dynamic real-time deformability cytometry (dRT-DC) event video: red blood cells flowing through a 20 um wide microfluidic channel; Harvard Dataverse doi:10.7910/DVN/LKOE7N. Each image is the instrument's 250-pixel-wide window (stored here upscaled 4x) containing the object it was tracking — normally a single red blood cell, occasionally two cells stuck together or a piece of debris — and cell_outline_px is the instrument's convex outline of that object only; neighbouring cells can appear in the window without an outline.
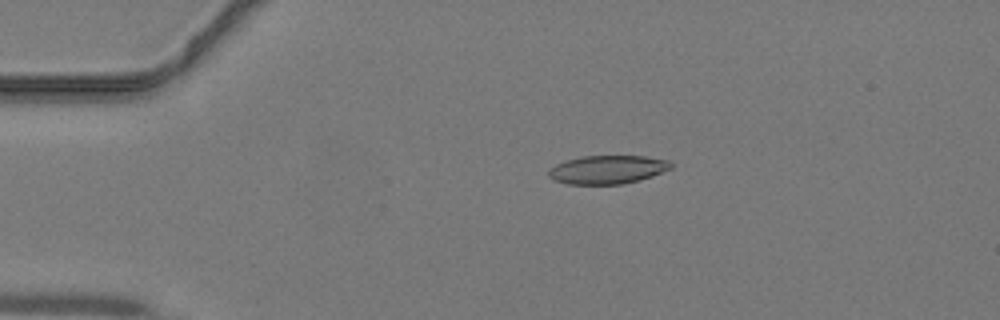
{"species": "common noctule bat (a hibernating species)", "species_latin": "Nyctalus noctula", "temperature_condition": "warm", "stored_images_in_passage": 45, "camera_frame_rate_fps": 3000, "um_per_image_px": 0.085, "animal": {"sex": "male", "body_mass_g": 19.2, "forearm_length_mm": 51.8}, "frame": {"image": 1, "passage_image": 10, "time_ms": 3.0, "image_size_px": [1000, 320], "cell_outline_px": [[672, 168], [652, 176], [640, 180], [624, 184], [568, 184], [552, 180], [548, 176], [548, 168], [556, 164], [580, 156], [644, 156], [668, 160], [672, 164]], "centroid_in_image_um": [51.61, 14.42], "position_along_channel_um": 33.4, "area_um2": 20.4}}
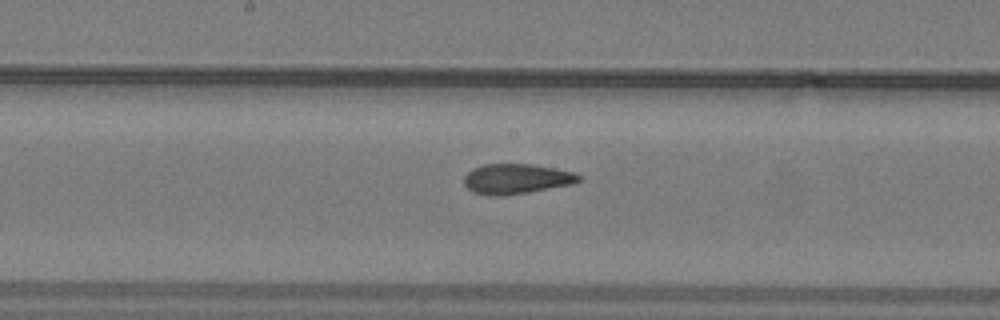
{"frame": {"image": 2, "passage_image": 24, "time_ms": 7.667, "image_size_px": [1000, 320], "cell_outline_px": [[584, 180], [572, 184], [528, 192], [504, 196], [496, 196], [472, 192], [464, 184], [464, 176], [472, 168], [484, 164], [532, 164], [556, 168], [576, 172]], "centroid_in_image_um": [43.92, 15.19], "position_along_channel_um": 204.3, "area_um2": 20.29}}
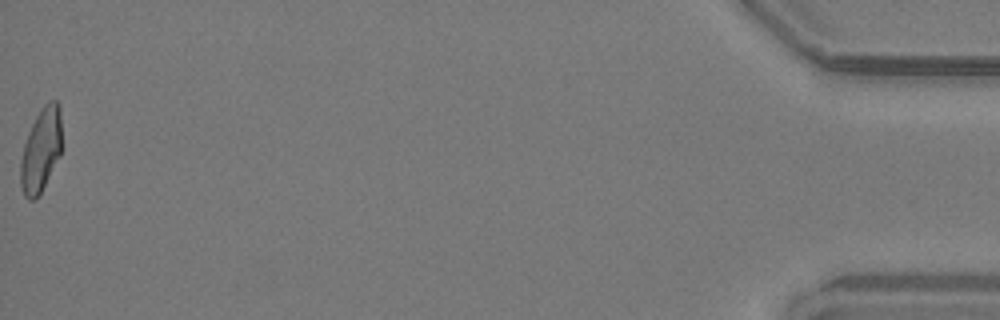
{"frame": {"image": 3, "passage_image": 45, "time_ms": 14.667, "image_size_px": [1000, 320], "cell_outline_px": [[60, 156], [40, 196], [36, 200], [28, 200], [24, 196], [20, 184], [20, 160], [24, 144], [28, 132], [40, 108], [48, 100], [56, 100], [60, 104]], "centroid_in_image_um": [3.46, 12.79], "position_along_channel_um": 431.7, "area_um2": 20.4}}